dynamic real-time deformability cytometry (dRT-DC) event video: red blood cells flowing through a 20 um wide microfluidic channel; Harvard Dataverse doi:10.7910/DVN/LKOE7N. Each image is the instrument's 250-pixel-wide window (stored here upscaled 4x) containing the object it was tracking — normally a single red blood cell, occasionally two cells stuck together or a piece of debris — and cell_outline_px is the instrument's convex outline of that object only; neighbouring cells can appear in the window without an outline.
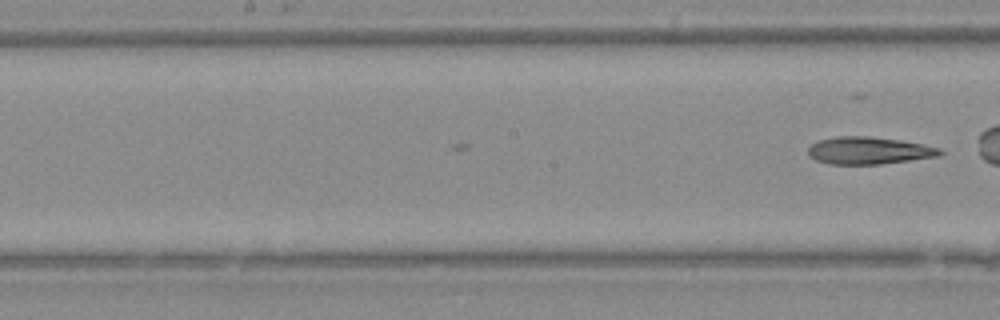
{"species": "Egyptian fruit bat (a non-hibernating species)", "species_latin": "Rousettus aegyptiacus", "temperature_condition": "warm", "stored_images_in_passage": 15, "camera_frame_rate_fps": 3000, "um_per_image_px": 0.085, "animal": {"sex": "female"}, "frame": {"image": 1, "passage_image": 15, "time_ms": 4.667, "image_size_px": [1000, 320], "cell_outline_px": [[944, 152], [940, 156], [880, 164], [828, 164], [816, 160], [808, 156], [808, 148], [812, 144], [820, 140], [836, 136], [868, 136], [900, 140], [924, 144], [940, 148]], "centroid_in_image_um": [73.86, 12.8], "position_along_channel_um": 174.3, "area_um2": 21.04}}